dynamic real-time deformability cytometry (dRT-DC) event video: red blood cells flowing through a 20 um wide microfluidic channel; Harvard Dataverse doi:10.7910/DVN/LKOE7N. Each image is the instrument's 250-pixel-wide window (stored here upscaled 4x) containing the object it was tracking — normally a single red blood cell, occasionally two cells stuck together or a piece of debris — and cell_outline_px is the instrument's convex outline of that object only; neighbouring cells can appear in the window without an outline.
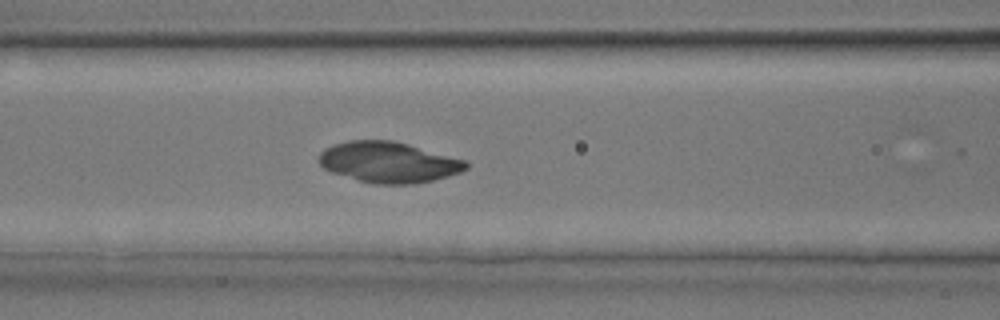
{"species": "common noctule bat (a hibernating species)", "species_latin": "Nyctalus noctula", "temperature_condition": "room temperature", "stored_images_in_passage": 17, "camera_frame_rate_fps": 3000, "um_per_image_px": 0.085, "animal": {"sex": "male", "body_mass_g": 17.9, "forearm_length_mm": 54.2}, "frame": {"image": 1, "passage_image": 16, "time_ms": 5.0, "image_size_px": [1000, 320], "cell_outline_px": [[468, 168], [460, 172], [448, 176], [432, 180], [412, 184], [372, 184], [356, 180], [332, 172], [324, 168], [316, 160], [320, 152], [324, 148], [332, 144], [348, 140], [392, 140], [408, 144], [468, 160]], "centroid_in_image_um": [33.0, 13.78], "position_along_channel_um": 133.6, "area_um2": 35.32}}